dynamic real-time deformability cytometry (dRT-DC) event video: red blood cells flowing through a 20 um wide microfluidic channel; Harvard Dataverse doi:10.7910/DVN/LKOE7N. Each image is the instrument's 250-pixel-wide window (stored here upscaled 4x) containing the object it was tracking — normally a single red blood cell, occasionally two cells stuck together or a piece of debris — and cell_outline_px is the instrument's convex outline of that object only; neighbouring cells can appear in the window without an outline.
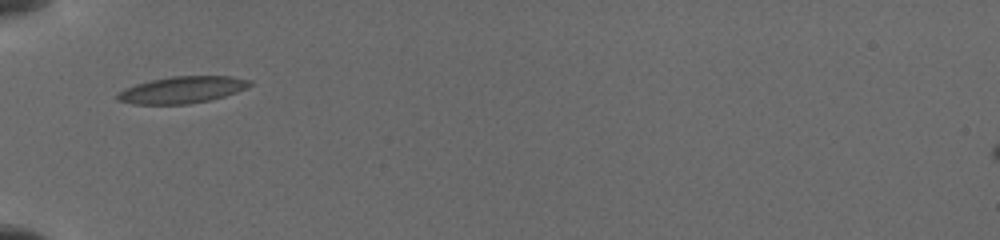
{"species": "common noctule bat (a hibernating species)", "species_latin": "Nyctalus noctula", "temperature_condition": "cold", "stored_images_in_passage": 14, "camera_frame_rate_fps": 3000, "um_per_image_px": 0.085, "animal": {"sex": "female", "body_mass_g": 19.5, "forearm_length_mm": 54.1}, "frame": {"image": 1, "passage_image": 1, "time_ms": 0.0, "image_size_px": [1000, 240], "cell_outline_px": [[252, 84], [248, 88], [212, 100], [188, 104], [132, 104], [116, 100], [116, 92], [124, 88], [136, 84], [152, 80], [172, 76], [232, 76], [252, 80]], "centroid_in_image_um": [15.48, 7.64], "position_along_channel_um": 69.5, "area_um2": 20.87}}
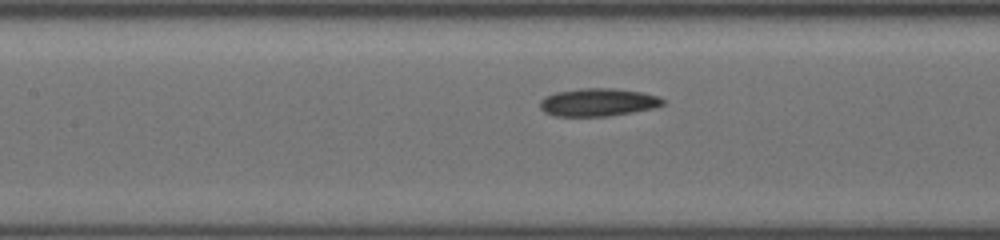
{"frame": {"image": 2, "passage_image": 7, "time_ms": 2.333, "image_size_px": [1000, 240], "cell_outline_px": [[664, 104], [652, 108], [632, 112], [608, 116], [556, 116], [544, 112], [540, 108], [540, 100], [544, 96], [556, 92], [580, 88], [616, 88], [640, 92], [660, 96], [664, 100]], "centroid_in_image_um": [50.81, 8.68], "position_along_channel_um": 156.6, "area_um2": 20.0}}
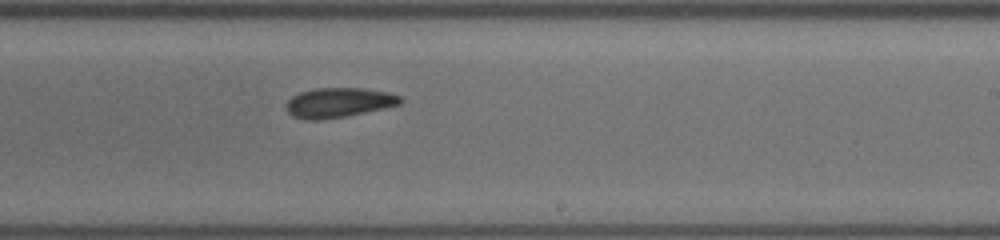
{"frame": {"image": 3, "passage_image": 14, "time_ms": 5.0, "image_size_px": [1000, 240], "cell_outline_px": [[404, 100], [400, 104], [384, 108], [344, 116], [312, 120], [304, 120], [292, 116], [288, 112], [288, 100], [292, 96], [300, 92], [316, 88], [360, 88], [388, 92], [400, 96]], "centroid_in_image_um": [28.8, 8.71], "position_along_channel_um": 260.2, "area_um2": 19.48}}